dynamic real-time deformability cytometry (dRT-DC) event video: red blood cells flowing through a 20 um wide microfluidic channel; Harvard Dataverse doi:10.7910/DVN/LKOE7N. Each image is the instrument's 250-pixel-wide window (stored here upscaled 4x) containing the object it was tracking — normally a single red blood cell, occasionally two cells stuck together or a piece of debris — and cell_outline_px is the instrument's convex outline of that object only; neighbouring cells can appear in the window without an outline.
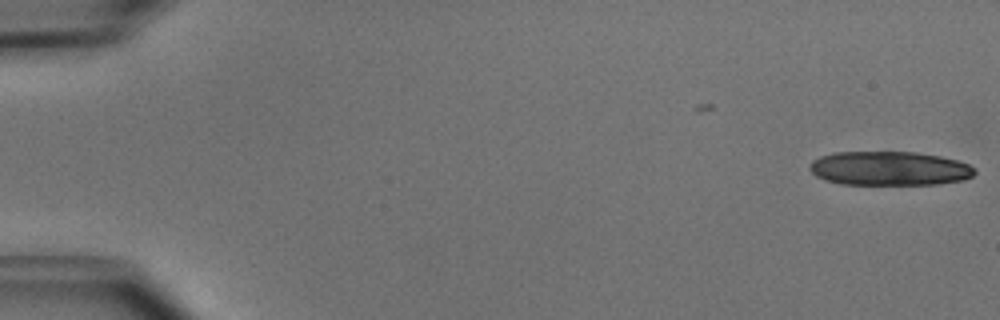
{"species": "common noctule bat (a hibernating species)", "species_latin": "Nyctalus noctula", "temperature_condition": "cold", "stored_images_in_passage": 2, "camera_frame_rate_fps": 3000, "um_per_image_px": 0.085, "animal": {"sex": "male", "body_mass_g": 15.6}, "frame": {"image": 1, "passage_image": 2, "time_ms": 0.333, "image_size_px": [1000, 320], "cell_outline_px": [[976, 172], [972, 176], [964, 180], [936, 184], [840, 184], [824, 180], [816, 176], [808, 168], [808, 164], [812, 160], [820, 156], [832, 152], [916, 152], [940, 156], [956, 160], [968, 164], [976, 168]], "centroid_in_image_um": [75.57, 14.31], "position_along_channel_um": 9.4, "area_um2": 33.0}}